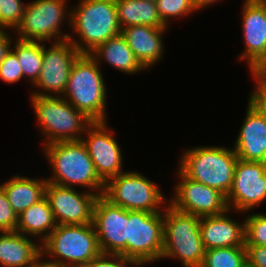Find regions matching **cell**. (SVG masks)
Returning a JSON list of instances; mask_svg holds the SVG:
<instances>
[{
  "label": "cell",
  "mask_w": 266,
  "mask_h": 267,
  "mask_svg": "<svg viewBox=\"0 0 266 267\" xmlns=\"http://www.w3.org/2000/svg\"><path fill=\"white\" fill-rule=\"evenodd\" d=\"M51 167L47 182L66 187L87 189L103 194L104 182L97 175L93 161L82 141L53 142L41 147Z\"/></svg>",
  "instance_id": "1"
},
{
  "label": "cell",
  "mask_w": 266,
  "mask_h": 267,
  "mask_svg": "<svg viewBox=\"0 0 266 267\" xmlns=\"http://www.w3.org/2000/svg\"><path fill=\"white\" fill-rule=\"evenodd\" d=\"M72 6L70 31H73L67 39L80 54H90L121 33L115 0H80Z\"/></svg>",
  "instance_id": "2"
},
{
  "label": "cell",
  "mask_w": 266,
  "mask_h": 267,
  "mask_svg": "<svg viewBox=\"0 0 266 267\" xmlns=\"http://www.w3.org/2000/svg\"><path fill=\"white\" fill-rule=\"evenodd\" d=\"M100 66L90 54H79L69 72L62 97L92 122H105L107 89Z\"/></svg>",
  "instance_id": "3"
},
{
  "label": "cell",
  "mask_w": 266,
  "mask_h": 267,
  "mask_svg": "<svg viewBox=\"0 0 266 267\" xmlns=\"http://www.w3.org/2000/svg\"><path fill=\"white\" fill-rule=\"evenodd\" d=\"M229 148L215 145L189 147L180 155L177 168L188 178L227 196L238 160L233 147Z\"/></svg>",
  "instance_id": "4"
},
{
  "label": "cell",
  "mask_w": 266,
  "mask_h": 267,
  "mask_svg": "<svg viewBox=\"0 0 266 267\" xmlns=\"http://www.w3.org/2000/svg\"><path fill=\"white\" fill-rule=\"evenodd\" d=\"M39 131L44 136L42 146L53 142L80 141L92 123L62 96L31 95Z\"/></svg>",
  "instance_id": "5"
},
{
  "label": "cell",
  "mask_w": 266,
  "mask_h": 267,
  "mask_svg": "<svg viewBox=\"0 0 266 267\" xmlns=\"http://www.w3.org/2000/svg\"><path fill=\"white\" fill-rule=\"evenodd\" d=\"M161 260L181 261L182 267H201L206 249L200 234V217L167 205L163 211Z\"/></svg>",
  "instance_id": "6"
},
{
  "label": "cell",
  "mask_w": 266,
  "mask_h": 267,
  "mask_svg": "<svg viewBox=\"0 0 266 267\" xmlns=\"http://www.w3.org/2000/svg\"><path fill=\"white\" fill-rule=\"evenodd\" d=\"M41 253L68 267H82L101 254L93 223L57 225L41 243Z\"/></svg>",
  "instance_id": "7"
},
{
  "label": "cell",
  "mask_w": 266,
  "mask_h": 267,
  "mask_svg": "<svg viewBox=\"0 0 266 267\" xmlns=\"http://www.w3.org/2000/svg\"><path fill=\"white\" fill-rule=\"evenodd\" d=\"M155 183L139 171H125L104 183L102 196L126 210L163 212L169 199Z\"/></svg>",
  "instance_id": "8"
},
{
  "label": "cell",
  "mask_w": 266,
  "mask_h": 267,
  "mask_svg": "<svg viewBox=\"0 0 266 267\" xmlns=\"http://www.w3.org/2000/svg\"><path fill=\"white\" fill-rule=\"evenodd\" d=\"M67 1L34 0L26 3L22 19L14 30L17 34L14 38L45 43L66 40L70 33H63L61 28L63 24L71 25V7L68 9Z\"/></svg>",
  "instance_id": "9"
},
{
  "label": "cell",
  "mask_w": 266,
  "mask_h": 267,
  "mask_svg": "<svg viewBox=\"0 0 266 267\" xmlns=\"http://www.w3.org/2000/svg\"><path fill=\"white\" fill-rule=\"evenodd\" d=\"M163 224V212L129 210L128 259L141 267L161 261Z\"/></svg>",
  "instance_id": "10"
},
{
  "label": "cell",
  "mask_w": 266,
  "mask_h": 267,
  "mask_svg": "<svg viewBox=\"0 0 266 267\" xmlns=\"http://www.w3.org/2000/svg\"><path fill=\"white\" fill-rule=\"evenodd\" d=\"M178 182L169 205L176 210L198 217L222 214L229 209L226 195L185 176L176 168Z\"/></svg>",
  "instance_id": "11"
},
{
  "label": "cell",
  "mask_w": 266,
  "mask_h": 267,
  "mask_svg": "<svg viewBox=\"0 0 266 267\" xmlns=\"http://www.w3.org/2000/svg\"><path fill=\"white\" fill-rule=\"evenodd\" d=\"M226 199L229 209L240 214L261 206L266 200V163L238 159Z\"/></svg>",
  "instance_id": "12"
},
{
  "label": "cell",
  "mask_w": 266,
  "mask_h": 267,
  "mask_svg": "<svg viewBox=\"0 0 266 267\" xmlns=\"http://www.w3.org/2000/svg\"><path fill=\"white\" fill-rule=\"evenodd\" d=\"M129 210L98 196L93 208V224L103 254H120L128 258Z\"/></svg>",
  "instance_id": "13"
},
{
  "label": "cell",
  "mask_w": 266,
  "mask_h": 267,
  "mask_svg": "<svg viewBox=\"0 0 266 267\" xmlns=\"http://www.w3.org/2000/svg\"><path fill=\"white\" fill-rule=\"evenodd\" d=\"M45 44L43 42L41 73L32 87L38 89H33L30 95L62 96L68 84L72 64L80 52L68 39L51 42L48 48Z\"/></svg>",
  "instance_id": "14"
},
{
  "label": "cell",
  "mask_w": 266,
  "mask_h": 267,
  "mask_svg": "<svg viewBox=\"0 0 266 267\" xmlns=\"http://www.w3.org/2000/svg\"><path fill=\"white\" fill-rule=\"evenodd\" d=\"M114 133V130L109 129L107 121L92 122L81 138L97 175L104 183L125 172L122 151Z\"/></svg>",
  "instance_id": "15"
},
{
  "label": "cell",
  "mask_w": 266,
  "mask_h": 267,
  "mask_svg": "<svg viewBox=\"0 0 266 267\" xmlns=\"http://www.w3.org/2000/svg\"><path fill=\"white\" fill-rule=\"evenodd\" d=\"M76 189L47 182L45 197L57 225L93 223V208L98 195Z\"/></svg>",
  "instance_id": "16"
},
{
  "label": "cell",
  "mask_w": 266,
  "mask_h": 267,
  "mask_svg": "<svg viewBox=\"0 0 266 267\" xmlns=\"http://www.w3.org/2000/svg\"><path fill=\"white\" fill-rule=\"evenodd\" d=\"M242 39L244 50L239 61L248 65L249 71L266 70V10L258 0H243Z\"/></svg>",
  "instance_id": "17"
},
{
  "label": "cell",
  "mask_w": 266,
  "mask_h": 267,
  "mask_svg": "<svg viewBox=\"0 0 266 267\" xmlns=\"http://www.w3.org/2000/svg\"><path fill=\"white\" fill-rule=\"evenodd\" d=\"M247 110L232 146L238 159L266 163V120L247 102Z\"/></svg>",
  "instance_id": "18"
},
{
  "label": "cell",
  "mask_w": 266,
  "mask_h": 267,
  "mask_svg": "<svg viewBox=\"0 0 266 267\" xmlns=\"http://www.w3.org/2000/svg\"><path fill=\"white\" fill-rule=\"evenodd\" d=\"M231 211L228 209L222 214L200 217V234L206 250L245 247V220L237 222L230 217Z\"/></svg>",
  "instance_id": "19"
},
{
  "label": "cell",
  "mask_w": 266,
  "mask_h": 267,
  "mask_svg": "<svg viewBox=\"0 0 266 267\" xmlns=\"http://www.w3.org/2000/svg\"><path fill=\"white\" fill-rule=\"evenodd\" d=\"M168 30V27L129 26L122 28L121 34L140 64L151 70L165 55L163 38Z\"/></svg>",
  "instance_id": "20"
},
{
  "label": "cell",
  "mask_w": 266,
  "mask_h": 267,
  "mask_svg": "<svg viewBox=\"0 0 266 267\" xmlns=\"http://www.w3.org/2000/svg\"><path fill=\"white\" fill-rule=\"evenodd\" d=\"M36 240L16 231L0 232V267H31L41 253Z\"/></svg>",
  "instance_id": "21"
},
{
  "label": "cell",
  "mask_w": 266,
  "mask_h": 267,
  "mask_svg": "<svg viewBox=\"0 0 266 267\" xmlns=\"http://www.w3.org/2000/svg\"><path fill=\"white\" fill-rule=\"evenodd\" d=\"M90 55L99 66L102 61H105L104 63L107 62L113 69H118L125 74L134 75L146 70L137 60L121 33L99 45Z\"/></svg>",
  "instance_id": "22"
},
{
  "label": "cell",
  "mask_w": 266,
  "mask_h": 267,
  "mask_svg": "<svg viewBox=\"0 0 266 267\" xmlns=\"http://www.w3.org/2000/svg\"><path fill=\"white\" fill-rule=\"evenodd\" d=\"M46 184L47 180L43 176L36 179L35 177L30 178L26 175L15 174L0 185L18 216L45 196Z\"/></svg>",
  "instance_id": "23"
},
{
  "label": "cell",
  "mask_w": 266,
  "mask_h": 267,
  "mask_svg": "<svg viewBox=\"0 0 266 267\" xmlns=\"http://www.w3.org/2000/svg\"><path fill=\"white\" fill-rule=\"evenodd\" d=\"M56 227L54 214L44 196L18 215L15 231L34 239L37 238L38 243H42Z\"/></svg>",
  "instance_id": "24"
},
{
  "label": "cell",
  "mask_w": 266,
  "mask_h": 267,
  "mask_svg": "<svg viewBox=\"0 0 266 267\" xmlns=\"http://www.w3.org/2000/svg\"><path fill=\"white\" fill-rule=\"evenodd\" d=\"M119 25H148L152 27H167L161 21L155 2L148 0H115Z\"/></svg>",
  "instance_id": "25"
},
{
  "label": "cell",
  "mask_w": 266,
  "mask_h": 267,
  "mask_svg": "<svg viewBox=\"0 0 266 267\" xmlns=\"http://www.w3.org/2000/svg\"><path fill=\"white\" fill-rule=\"evenodd\" d=\"M11 50L17 55L23 78L34 85L38 80L43 61V42L15 38ZM15 42V43H14Z\"/></svg>",
  "instance_id": "26"
},
{
  "label": "cell",
  "mask_w": 266,
  "mask_h": 267,
  "mask_svg": "<svg viewBox=\"0 0 266 267\" xmlns=\"http://www.w3.org/2000/svg\"><path fill=\"white\" fill-rule=\"evenodd\" d=\"M201 267H247L245 247L206 250Z\"/></svg>",
  "instance_id": "27"
},
{
  "label": "cell",
  "mask_w": 266,
  "mask_h": 267,
  "mask_svg": "<svg viewBox=\"0 0 266 267\" xmlns=\"http://www.w3.org/2000/svg\"><path fill=\"white\" fill-rule=\"evenodd\" d=\"M156 5L160 19L167 27L172 19L179 20L198 12L192 0H157Z\"/></svg>",
  "instance_id": "28"
},
{
  "label": "cell",
  "mask_w": 266,
  "mask_h": 267,
  "mask_svg": "<svg viewBox=\"0 0 266 267\" xmlns=\"http://www.w3.org/2000/svg\"><path fill=\"white\" fill-rule=\"evenodd\" d=\"M244 220L245 246H266V214L249 213Z\"/></svg>",
  "instance_id": "29"
},
{
  "label": "cell",
  "mask_w": 266,
  "mask_h": 267,
  "mask_svg": "<svg viewBox=\"0 0 266 267\" xmlns=\"http://www.w3.org/2000/svg\"><path fill=\"white\" fill-rule=\"evenodd\" d=\"M26 3L21 0H0V28L14 31L19 25Z\"/></svg>",
  "instance_id": "30"
},
{
  "label": "cell",
  "mask_w": 266,
  "mask_h": 267,
  "mask_svg": "<svg viewBox=\"0 0 266 267\" xmlns=\"http://www.w3.org/2000/svg\"><path fill=\"white\" fill-rule=\"evenodd\" d=\"M250 74L253 80H256V86L250 93L247 101L255 107L266 120V70H252Z\"/></svg>",
  "instance_id": "31"
},
{
  "label": "cell",
  "mask_w": 266,
  "mask_h": 267,
  "mask_svg": "<svg viewBox=\"0 0 266 267\" xmlns=\"http://www.w3.org/2000/svg\"><path fill=\"white\" fill-rule=\"evenodd\" d=\"M0 79L7 84L23 80L22 69L17 55L10 50L0 64Z\"/></svg>",
  "instance_id": "32"
},
{
  "label": "cell",
  "mask_w": 266,
  "mask_h": 267,
  "mask_svg": "<svg viewBox=\"0 0 266 267\" xmlns=\"http://www.w3.org/2000/svg\"><path fill=\"white\" fill-rule=\"evenodd\" d=\"M18 223V216L11 207L7 195L0 185V232L15 231Z\"/></svg>",
  "instance_id": "33"
},
{
  "label": "cell",
  "mask_w": 266,
  "mask_h": 267,
  "mask_svg": "<svg viewBox=\"0 0 266 267\" xmlns=\"http://www.w3.org/2000/svg\"><path fill=\"white\" fill-rule=\"evenodd\" d=\"M82 267H140V265L120 254L101 253L98 257Z\"/></svg>",
  "instance_id": "34"
},
{
  "label": "cell",
  "mask_w": 266,
  "mask_h": 267,
  "mask_svg": "<svg viewBox=\"0 0 266 267\" xmlns=\"http://www.w3.org/2000/svg\"><path fill=\"white\" fill-rule=\"evenodd\" d=\"M247 267H266V246H245Z\"/></svg>",
  "instance_id": "35"
},
{
  "label": "cell",
  "mask_w": 266,
  "mask_h": 267,
  "mask_svg": "<svg viewBox=\"0 0 266 267\" xmlns=\"http://www.w3.org/2000/svg\"><path fill=\"white\" fill-rule=\"evenodd\" d=\"M13 38L5 29L0 30V64L12 48Z\"/></svg>",
  "instance_id": "36"
},
{
  "label": "cell",
  "mask_w": 266,
  "mask_h": 267,
  "mask_svg": "<svg viewBox=\"0 0 266 267\" xmlns=\"http://www.w3.org/2000/svg\"><path fill=\"white\" fill-rule=\"evenodd\" d=\"M32 267H68V266H65L57 261L48 259V257H46L43 253H40L34 260Z\"/></svg>",
  "instance_id": "37"
},
{
  "label": "cell",
  "mask_w": 266,
  "mask_h": 267,
  "mask_svg": "<svg viewBox=\"0 0 266 267\" xmlns=\"http://www.w3.org/2000/svg\"><path fill=\"white\" fill-rule=\"evenodd\" d=\"M195 8L199 11L209 6H213L215 3L218 4L220 0H192ZM222 1V0H221Z\"/></svg>",
  "instance_id": "38"
},
{
  "label": "cell",
  "mask_w": 266,
  "mask_h": 267,
  "mask_svg": "<svg viewBox=\"0 0 266 267\" xmlns=\"http://www.w3.org/2000/svg\"><path fill=\"white\" fill-rule=\"evenodd\" d=\"M266 10V0H258Z\"/></svg>",
  "instance_id": "39"
}]
</instances>
